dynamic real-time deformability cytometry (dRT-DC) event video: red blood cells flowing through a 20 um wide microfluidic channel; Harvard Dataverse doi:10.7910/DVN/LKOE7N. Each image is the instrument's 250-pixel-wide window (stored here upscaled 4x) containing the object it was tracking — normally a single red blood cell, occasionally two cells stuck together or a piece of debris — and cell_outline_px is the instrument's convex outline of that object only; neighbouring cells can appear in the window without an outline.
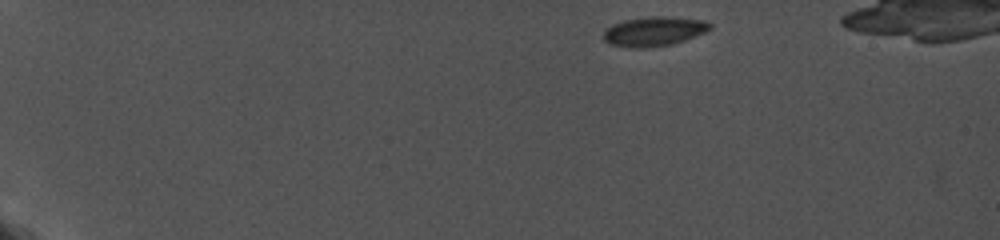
{"species": "common noctule bat (a hibernating species)", "species_latin": "Nyctalus noctula", "temperature_condition": "cold", "stored_images_in_passage": 47, "camera_frame_rate_fps": 5000, "um_per_image_px": 0.085, "animal": {"sex": "female", "body_mass_g": 19.0, "forearm_length_mm": 56.7}, "frame": {"image": 1, "passage_image": 1, "time_ms": 0.0, "image_size_px": [1000, 240], "cell_outline_px": [[712, 28], [704, 32], [684, 40], [672, 44], [644, 48], [632, 48], [608, 44], [604, 40], [604, 28], [612, 24], [624, 20], [648, 16], [664, 16], [704, 20], [712, 24]], "centroid_in_image_um": [55.55, 2.66], "position_along_channel_um": 29.5, "area_um2": 18.38}}
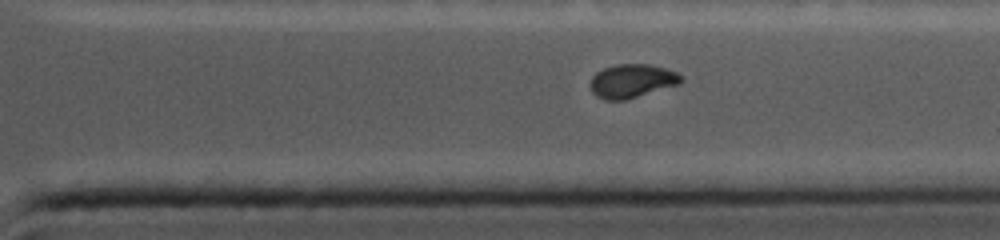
{"frame": {"image": 2, "passage_image": 41, "time_ms": 12.0, "image_size_px": [1000, 240], "cell_outline_px": [[684, 80], [680, 84], [624, 100], [608, 100], [596, 96], [592, 92], [592, 76], [596, 72], [604, 68], [616, 64], [648, 64], [664, 68], [676, 72]], "centroid_in_image_um": [53.73, 6.88], "position_along_channel_um": 357.7, "area_um2": 17.57}}
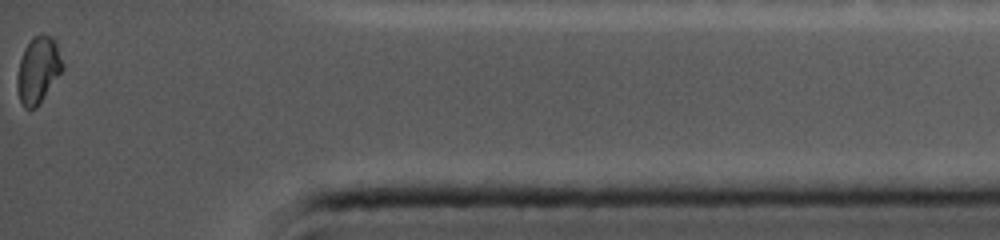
{"frame": {"image": 3, "passage_image": 47, "time_ms": 14.4, "image_size_px": [1000, 240], "cell_outline_px": [[64, 68], [36, 108], [24, 108], [20, 100], [16, 88], [16, 76], [20, 60], [24, 48], [36, 36], [52, 36], [56, 40], [64, 64]], "centroid_in_image_um": [3.24, 5.96], "position_along_channel_um": 432.0, "area_um2": 17.46}}